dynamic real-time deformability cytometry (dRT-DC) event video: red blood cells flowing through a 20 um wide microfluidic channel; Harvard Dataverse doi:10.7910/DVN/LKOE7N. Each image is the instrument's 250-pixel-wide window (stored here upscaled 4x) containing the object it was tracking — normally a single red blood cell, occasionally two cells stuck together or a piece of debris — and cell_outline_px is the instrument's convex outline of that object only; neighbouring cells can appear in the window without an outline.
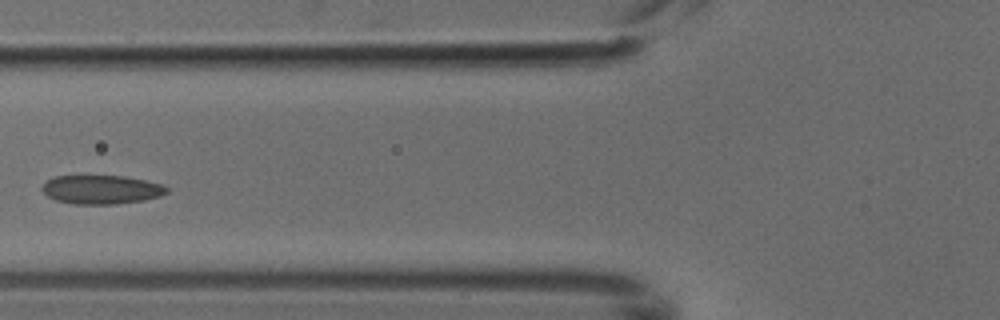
{"species": "common noctule bat (a hibernating species)", "species_latin": "Nyctalus noctula", "temperature_condition": "cold", "stored_images_in_passage": 7, "camera_frame_rate_fps": 3000, "um_per_image_px": 0.085, "animal": {"sex": "male", "body_mass_g": 18.8}, "frame": {"image": 1, "passage_image": 6, "time_ms": 1.667, "image_size_px": [1000, 320], "cell_outline_px": [[168, 192], [160, 196], [144, 200], [116, 204], [72, 204], [56, 200], [48, 196], [40, 188], [48, 180], [56, 176], [124, 176], [164, 184], [168, 188]], "centroid_in_image_um": [8.64, 16.12], "position_along_channel_um": 117.2, "area_um2": 20.92}}
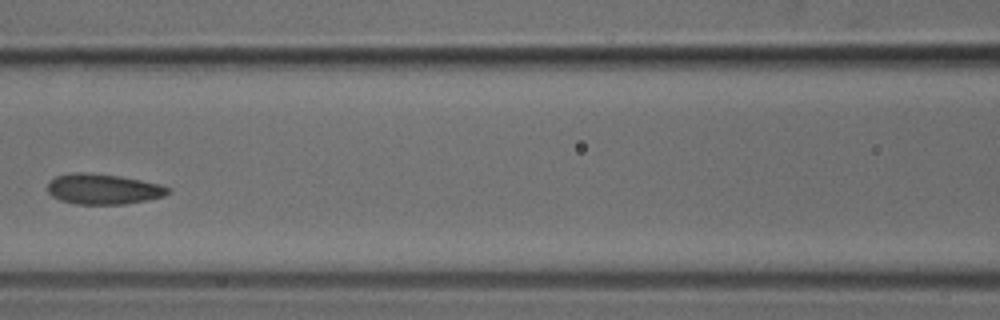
{"frame": {"image": 2, "passage_image": 7, "time_ms": 2.0, "image_size_px": [1000, 320], "cell_outline_px": [[172, 192], [164, 196], [148, 200], [124, 204], [76, 204], [60, 200], [52, 196], [48, 192], [48, 184], [56, 176], [76, 172], [84, 172], [116, 176], [140, 180], [160, 184], [172, 188]], "centroid_in_image_um": [8.81, 16.08], "position_along_channel_um": 157.8, "area_um2": 21.27}}